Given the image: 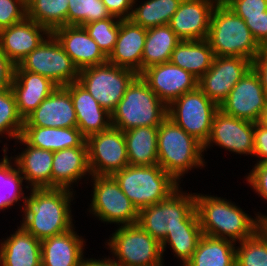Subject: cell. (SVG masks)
I'll use <instances>...</instances> for the list:
<instances>
[{"mask_svg": "<svg viewBox=\"0 0 267 266\" xmlns=\"http://www.w3.org/2000/svg\"><path fill=\"white\" fill-rule=\"evenodd\" d=\"M157 153V164L179 184L184 175L207 163L203 144L168 117L158 126Z\"/></svg>", "mask_w": 267, "mask_h": 266, "instance_id": "3957f363", "label": "cell"}, {"mask_svg": "<svg viewBox=\"0 0 267 266\" xmlns=\"http://www.w3.org/2000/svg\"><path fill=\"white\" fill-rule=\"evenodd\" d=\"M21 137L31 146L52 152L87 147L86 138L77 127L23 126Z\"/></svg>", "mask_w": 267, "mask_h": 266, "instance_id": "f1b7e54d", "label": "cell"}, {"mask_svg": "<svg viewBox=\"0 0 267 266\" xmlns=\"http://www.w3.org/2000/svg\"><path fill=\"white\" fill-rule=\"evenodd\" d=\"M23 124L12 88L0 91V139L16 140L21 136Z\"/></svg>", "mask_w": 267, "mask_h": 266, "instance_id": "74e56055", "label": "cell"}, {"mask_svg": "<svg viewBox=\"0 0 267 266\" xmlns=\"http://www.w3.org/2000/svg\"><path fill=\"white\" fill-rule=\"evenodd\" d=\"M120 21L121 19L112 16L83 25L88 35L98 44V47L107 57L115 47L120 30Z\"/></svg>", "mask_w": 267, "mask_h": 266, "instance_id": "60d3db41", "label": "cell"}, {"mask_svg": "<svg viewBox=\"0 0 267 266\" xmlns=\"http://www.w3.org/2000/svg\"><path fill=\"white\" fill-rule=\"evenodd\" d=\"M244 21L258 44L267 48V11L264 16L247 17Z\"/></svg>", "mask_w": 267, "mask_h": 266, "instance_id": "f6af8a7d", "label": "cell"}, {"mask_svg": "<svg viewBox=\"0 0 267 266\" xmlns=\"http://www.w3.org/2000/svg\"><path fill=\"white\" fill-rule=\"evenodd\" d=\"M167 118V105L138 75L111 113L112 127L127 131L141 126H159Z\"/></svg>", "mask_w": 267, "mask_h": 266, "instance_id": "5b68a950", "label": "cell"}, {"mask_svg": "<svg viewBox=\"0 0 267 266\" xmlns=\"http://www.w3.org/2000/svg\"><path fill=\"white\" fill-rule=\"evenodd\" d=\"M214 6H228L232 0H205Z\"/></svg>", "mask_w": 267, "mask_h": 266, "instance_id": "f5cc1de1", "label": "cell"}, {"mask_svg": "<svg viewBox=\"0 0 267 266\" xmlns=\"http://www.w3.org/2000/svg\"><path fill=\"white\" fill-rule=\"evenodd\" d=\"M25 196L20 225L42 241L72 229L75 192L64 188H31ZM29 195V196H28Z\"/></svg>", "mask_w": 267, "mask_h": 266, "instance_id": "6da1fadb", "label": "cell"}, {"mask_svg": "<svg viewBox=\"0 0 267 266\" xmlns=\"http://www.w3.org/2000/svg\"><path fill=\"white\" fill-rule=\"evenodd\" d=\"M15 65L7 58L0 47V91L11 88Z\"/></svg>", "mask_w": 267, "mask_h": 266, "instance_id": "c3c4849f", "label": "cell"}, {"mask_svg": "<svg viewBox=\"0 0 267 266\" xmlns=\"http://www.w3.org/2000/svg\"><path fill=\"white\" fill-rule=\"evenodd\" d=\"M138 225L161 242L167 231L183 228V223H199L195 193L180 186L168 198L139 210Z\"/></svg>", "mask_w": 267, "mask_h": 266, "instance_id": "52a82bcc", "label": "cell"}, {"mask_svg": "<svg viewBox=\"0 0 267 266\" xmlns=\"http://www.w3.org/2000/svg\"><path fill=\"white\" fill-rule=\"evenodd\" d=\"M67 25L83 26L112 17L102 0H68Z\"/></svg>", "mask_w": 267, "mask_h": 266, "instance_id": "f35d334b", "label": "cell"}, {"mask_svg": "<svg viewBox=\"0 0 267 266\" xmlns=\"http://www.w3.org/2000/svg\"><path fill=\"white\" fill-rule=\"evenodd\" d=\"M259 217V230L267 238V215L261 214V212L256 213Z\"/></svg>", "mask_w": 267, "mask_h": 266, "instance_id": "816d5d0a", "label": "cell"}, {"mask_svg": "<svg viewBox=\"0 0 267 266\" xmlns=\"http://www.w3.org/2000/svg\"><path fill=\"white\" fill-rule=\"evenodd\" d=\"M215 56L253 60L263 49L245 21L229 6H215L206 38Z\"/></svg>", "mask_w": 267, "mask_h": 266, "instance_id": "277c9868", "label": "cell"}, {"mask_svg": "<svg viewBox=\"0 0 267 266\" xmlns=\"http://www.w3.org/2000/svg\"><path fill=\"white\" fill-rule=\"evenodd\" d=\"M257 162L255 164L267 162V127L259 122L254 125V154Z\"/></svg>", "mask_w": 267, "mask_h": 266, "instance_id": "bcb514c9", "label": "cell"}, {"mask_svg": "<svg viewBox=\"0 0 267 266\" xmlns=\"http://www.w3.org/2000/svg\"><path fill=\"white\" fill-rule=\"evenodd\" d=\"M23 126L77 127L76 113L70 93L64 87H57L24 119Z\"/></svg>", "mask_w": 267, "mask_h": 266, "instance_id": "ffe728a7", "label": "cell"}, {"mask_svg": "<svg viewBox=\"0 0 267 266\" xmlns=\"http://www.w3.org/2000/svg\"><path fill=\"white\" fill-rule=\"evenodd\" d=\"M266 101L259 75L251 68L235 84L219 109L226 115L257 123Z\"/></svg>", "mask_w": 267, "mask_h": 266, "instance_id": "2e32d148", "label": "cell"}, {"mask_svg": "<svg viewBox=\"0 0 267 266\" xmlns=\"http://www.w3.org/2000/svg\"><path fill=\"white\" fill-rule=\"evenodd\" d=\"M112 176L138 211L165 200L181 186L158 164L128 165Z\"/></svg>", "mask_w": 267, "mask_h": 266, "instance_id": "8992f818", "label": "cell"}, {"mask_svg": "<svg viewBox=\"0 0 267 266\" xmlns=\"http://www.w3.org/2000/svg\"><path fill=\"white\" fill-rule=\"evenodd\" d=\"M64 88L70 93L73 101L77 128L86 139L112 127L111 113L102 108L83 86L74 82Z\"/></svg>", "mask_w": 267, "mask_h": 266, "instance_id": "603a6c76", "label": "cell"}, {"mask_svg": "<svg viewBox=\"0 0 267 266\" xmlns=\"http://www.w3.org/2000/svg\"><path fill=\"white\" fill-rule=\"evenodd\" d=\"M139 75L167 106L198 87V78L170 61L150 66Z\"/></svg>", "mask_w": 267, "mask_h": 266, "instance_id": "e0dca14e", "label": "cell"}, {"mask_svg": "<svg viewBox=\"0 0 267 266\" xmlns=\"http://www.w3.org/2000/svg\"><path fill=\"white\" fill-rule=\"evenodd\" d=\"M128 163L132 166L157 164L158 126H141L124 131Z\"/></svg>", "mask_w": 267, "mask_h": 266, "instance_id": "4dcf8cb0", "label": "cell"}, {"mask_svg": "<svg viewBox=\"0 0 267 266\" xmlns=\"http://www.w3.org/2000/svg\"><path fill=\"white\" fill-rule=\"evenodd\" d=\"M251 68L252 61L247 58L215 56L210 69L198 80V87L219 107Z\"/></svg>", "mask_w": 267, "mask_h": 266, "instance_id": "9a60e30c", "label": "cell"}, {"mask_svg": "<svg viewBox=\"0 0 267 266\" xmlns=\"http://www.w3.org/2000/svg\"><path fill=\"white\" fill-rule=\"evenodd\" d=\"M155 266H165V264H164V262L162 261L161 263H159V264H157V265H155ZM181 266H183V265H181Z\"/></svg>", "mask_w": 267, "mask_h": 266, "instance_id": "9f6ffc18", "label": "cell"}, {"mask_svg": "<svg viewBox=\"0 0 267 266\" xmlns=\"http://www.w3.org/2000/svg\"><path fill=\"white\" fill-rule=\"evenodd\" d=\"M228 6L245 20L247 17L264 16L267 0H232Z\"/></svg>", "mask_w": 267, "mask_h": 266, "instance_id": "7bdbcfd3", "label": "cell"}, {"mask_svg": "<svg viewBox=\"0 0 267 266\" xmlns=\"http://www.w3.org/2000/svg\"><path fill=\"white\" fill-rule=\"evenodd\" d=\"M87 175V176H86ZM88 147H74L53 152L52 188L73 190L79 181L89 182ZM87 178V179H86ZM76 182V183H75Z\"/></svg>", "mask_w": 267, "mask_h": 266, "instance_id": "484cf974", "label": "cell"}, {"mask_svg": "<svg viewBox=\"0 0 267 266\" xmlns=\"http://www.w3.org/2000/svg\"><path fill=\"white\" fill-rule=\"evenodd\" d=\"M183 0H134L130 20L145 29L167 25ZM140 4H138V3Z\"/></svg>", "mask_w": 267, "mask_h": 266, "instance_id": "836d02e7", "label": "cell"}, {"mask_svg": "<svg viewBox=\"0 0 267 266\" xmlns=\"http://www.w3.org/2000/svg\"><path fill=\"white\" fill-rule=\"evenodd\" d=\"M195 209L203 234L238 244L259 230V217L245 213L231 199L195 193ZM254 217V218H253Z\"/></svg>", "mask_w": 267, "mask_h": 266, "instance_id": "7a4b0ae2", "label": "cell"}, {"mask_svg": "<svg viewBox=\"0 0 267 266\" xmlns=\"http://www.w3.org/2000/svg\"><path fill=\"white\" fill-rule=\"evenodd\" d=\"M90 179L93 193L87 209L89 215L106 225L125 226L138 222L139 211L112 175H92Z\"/></svg>", "mask_w": 267, "mask_h": 266, "instance_id": "9c48e42d", "label": "cell"}, {"mask_svg": "<svg viewBox=\"0 0 267 266\" xmlns=\"http://www.w3.org/2000/svg\"><path fill=\"white\" fill-rule=\"evenodd\" d=\"M202 236L200 223H183V228L167 231L166 237L160 242L163 257L166 248L171 247L174 257L180 260V266H184L191 259Z\"/></svg>", "mask_w": 267, "mask_h": 266, "instance_id": "e575fe53", "label": "cell"}, {"mask_svg": "<svg viewBox=\"0 0 267 266\" xmlns=\"http://www.w3.org/2000/svg\"><path fill=\"white\" fill-rule=\"evenodd\" d=\"M236 243L203 234L184 266H236Z\"/></svg>", "mask_w": 267, "mask_h": 266, "instance_id": "1f68e13d", "label": "cell"}, {"mask_svg": "<svg viewBox=\"0 0 267 266\" xmlns=\"http://www.w3.org/2000/svg\"><path fill=\"white\" fill-rule=\"evenodd\" d=\"M24 183V177L15 162L11 156H7L0 164V211L11 209L19 201L24 203L26 196L24 192L27 189V193L29 189Z\"/></svg>", "mask_w": 267, "mask_h": 266, "instance_id": "d590c367", "label": "cell"}, {"mask_svg": "<svg viewBox=\"0 0 267 266\" xmlns=\"http://www.w3.org/2000/svg\"><path fill=\"white\" fill-rule=\"evenodd\" d=\"M68 0H26L27 18L50 32L67 25Z\"/></svg>", "mask_w": 267, "mask_h": 266, "instance_id": "8d00e7d4", "label": "cell"}, {"mask_svg": "<svg viewBox=\"0 0 267 266\" xmlns=\"http://www.w3.org/2000/svg\"><path fill=\"white\" fill-rule=\"evenodd\" d=\"M8 147H9V146H8L7 143H4V144H3V147H2V148H3V149H2V151H3V155H2V156H3V158H1V160H0V164L2 163V161H3V160L8 156V154H9V153H7V152H9V151H8V149H9Z\"/></svg>", "mask_w": 267, "mask_h": 266, "instance_id": "11a10c76", "label": "cell"}, {"mask_svg": "<svg viewBox=\"0 0 267 266\" xmlns=\"http://www.w3.org/2000/svg\"><path fill=\"white\" fill-rule=\"evenodd\" d=\"M259 123L262 124L264 127H267V101H266V104L264 106Z\"/></svg>", "mask_w": 267, "mask_h": 266, "instance_id": "db71d44e", "label": "cell"}, {"mask_svg": "<svg viewBox=\"0 0 267 266\" xmlns=\"http://www.w3.org/2000/svg\"><path fill=\"white\" fill-rule=\"evenodd\" d=\"M91 175H113L128 166L124 131L114 127L86 139Z\"/></svg>", "mask_w": 267, "mask_h": 266, "instance_id": "4fadbf2b", "label": "cell"}, {"mask_svg": "<svg viewBox=\"0 0 267 266\" xmlns=\"http://www.w3.org/2000/svg\"><path fill=\"white\" fill-rule=\"evenodd\" d=\"M117 227L105 245L121 266H155L165 261L161 243L138 223Z\"/></svg>", "mask_w": 267, "mask_h": 266, "instance_id": "ba28073f", "label": "cell"}, {"mask_svg": "<svg viewBox=\"0 0 267 266\" xmlns=\"http://www.w3.org/2000/svg\"><path fill=\"white\" fill-rule=\"evenodd\" d=\"M75 230L41 241V266H81L87 239Z\"/></svg>", "mask_w": 267, "mask_h": 266, "instance_id": "4316f807", "label": "cell"}, {"mask_svg": "<svg viewBox=\"0 0 267 266\" xmlns=\"http://www.w3.org/2000/svg\"><path fill=\"white\" fill-rule=\"evenodd\" d=\"M112 16L121 20L130 19L134 0H102Z\"/></svg>", "mask_w": 267, "mask_h": 266, "instance_id": "7dc6e473", "label": "cell"}, {"mask_svg": "<svg viewBox=\"0 0 267 266\" xmlns=\"http://www.w3.org/2000/svg\"><path fill=\"white\" fill-rule=\"evenodd\" d=\"M50 34L46 27L26 17L23 21L0 30V47L16 66Z\"/></svg>", "mask_w": 267, "mask_h": 266, "instance_id": "ac0fdd59", "label": "cell"}, {"mask_svg": "<svg viewBox=\"0 0 267 266\" xmlns=\"http://www.w3.org/2000/svg\"><path fill=\"white\" fill-rule=\"evenodd\" d=\"M147 29L134 24L130 19L120 21V30L113 51L107 61L115 66L142 72V54Z\"/></svg>", "mask_w": 267, "mask_h": 266, "instance_id": "d4e9b609", "label": "cell"}, {"mask_svg": "<svg viewBox=\"0 0 267 266\" xmlns=\"http://www.w3.org/2000/svg\"><path fill=\"white\" fill-rule=\"evenodd\" d=\"M214 8L205 0H183L168 25L180 40H205Z\"/></svg>", "mask_w": 267, "mask_h": 266, "instance_id": "44dd1931", "label": "cell"}, {"mask_svg": "<svg viewBox=\"0 0 267 266\" xmlns=\"http://www.w3.org/2000/svg\"><path fill=\"white\" fill-rule=\"evenodd\" d=\"M51 33L79 71L107 62V56L88 35L83 26H61Z\"/></svg>", "mask_w": 267, "mask_h": 266, "instance_id": "d6986e66", "label": "cell"}, {"mask_svg": "<svg viewBox=\"0 0 267 266\" xmlns=\"http://www.w3.org/2000/svg\"><path fill=\"white\" fill-rule=\"evenodd\" d=\"M137 76L133 70L115 66L107 61L80 70L77 82L102 108L112 113Z\"/></svg>", "mask_w": 267, "mask_h": 266, "instance_id": "30bf717a", "label": "cell"}, {"mask_svg": "<svg viewBox=\"0 0 267 266\" xmlns=\"http://www.w3.org/2000/svg\"><path fill=\"white\" fill-rule=\"evenodd\" d=\"M81 266H121L113 257L104 258H83Z\"/></svg>", "mask_w": 267, "mask_h": 266, "instance_id": "f907efd6", "label": "cell"}, {"mask_svg": "<svg viewBox=\"0 0 267 266\" xmlns=\"http://www.w3.org/2000/svg\"><path fill=\"white\" fill-rule=\"evenodd\" d=\"M254 125L255 122L226 115L219 109L214 114L209 138L203 145L204 152L215 144L231 154L253 157Z\"/></svg>", "mask_w": 267, "mask_h": 266, "instance_id": "5bb4252c", "label": "cell"}, {"mask_svg": "<svg viewBox=\"0 0 267 266\" xmlns=\"http://www.w3.org/2000/svg\"><path fill=\"white\" fill-rule=\"evenodd\" d=\"M214 57L206 39L181 40L174 48L170 62L200 79L212 66Z\"/></svg>", "mask_w": 267, "mask_h": 266, "instance_id": "f546056e", "label": "cell"}, {"mask_svg": "<svg viewBox=\"0 0 267 266\" xmlns=\"http://www.w3.org/2000/svg\"><path fill=\"white\" fill-rule=\"evenodd\" d=\"M252 170L245 176L247 184L265 202L267 201V162L252 165ZM267 203V202H266Z\"/></svg>", "mask_w": 267, "mask_h": 266, "instance_id": "ee69618b", "label": "cell"}, {"mask_svg": "<svg viewBox=\"0 0 267 266\" xmlns=\"http://www.w3.org/2000/svg\"><path fill=\"white\" fill-rule=\"evenodd\" d=\"M252 68L259 75L262 87L267 95V48H263L252 60Z\"/></svg>", "mask_w": 267, "mask_h": 266, "instance_id": "681fc988", "label": "cell"}, {"mask_svg": "<svg viewBox=\"0 0 267 266\" xmlns=\"http://www.w3.org/2000/svg\"><path fill=\"white\" fill-rule=\"evenodd\" d=\"M58 86L50 79L15 66L11 85L17 110L23 120L29 116Z\"/></svg>", "mask_w": 267, "mask_h": 266, "instance_id": "cb8c5ba5", "label": "cell"}, {"mask_svg": "<svg viewBox=\"0 0 267 266\" xmlns=\"http://www.w3.org/2000/svg\"><path fill=\"white\" fill-rule=\"evenodd\" d=\"M218 110L219 107L197 87L173 100L167 106V117L204 145Z\"/></svg>", "mask_w": 267, "mask_h": 266, "instance_id": "8fae6325", "label": "cell"}, {"mask_svg": "<svg viewBox=\"0 0 267 266\" xmlns=\"http://www.w3.org/2000/svg\"><path fill=\"white\" fill-rule=\"evenodd\" d=\"M180 41L168 24L147 29L142 54V71L150 66L170 61L171 54Z\"/></svg>", "mask_w": 267, "mask_h": 266, "instance_id": "d6a6232c", "label": "cell"}, {"mask_svg": "<svg viewBox=\"0 0 267 266\" xmlns=\"http://www.w3.org/2000/svg\"><path fill=\"white\" fill-rule=\"evenodd\" d=\"M27 17L26 0H0V30Z\"/></svg>", "mask_w": 267, "mask_h": 266, "instance_id": "b9f144b4", "label": "cell"}, {"mask_svg": "<svg viewBox=\"0 0 267 266\" xmlns=\"http://www.w3.org/2000/svg\"><path fill=\"white\" fill-rule=\"evenodd\" d=\"M236 266H267V238L258 230L236 246Z\"/></svg>", "mask_w": 267, "mask_h": 266, "instance_id": "ab89813d", "label": "cell"}, {"mask_svg": "<svg viewBox=\"0 0 267 266\" xmlns=\"http://www.w3.org/2000/svg\"><path fill=\"white\" fill-rule=\"evenodd\" d=\"M19 66L50 79L58 87L78 81L79 70L52 33Z\"/></svg>", "mask_w": 267, "mask_h": 266, "instance_id": "7c38bea8", "label": "cell"}, {"mask_svg": "<svg viewBox=\"0 0 267 266\" xmlns=\"http://www.w3.org/2000/svg\"><path fill=\"white\" fill-rule=\"evenodd\" d=\"M14 142L16 146L18 143L25 146L18 155H11V158L28 188H52L53 152L31 146L21 136Z\"/></svg>", "mask_w": 267, "mask_h": 266, "instance_id": "7402d4cb", "label": "cell"}, {"mask_svg": "<svg viewBox=\"0 0 267 266\" xmlns=\"http://www.w3.org/2000/svg\"><path fill=\"white\" fill-rule=\"evenodd\" d=\"M0 266H41V241L17 226L0 240Z\"/></svg>", "mask_w": 267, "mask_h": 266, "instance_id": "83f0119b", "label": "cell"}]
</instances>
